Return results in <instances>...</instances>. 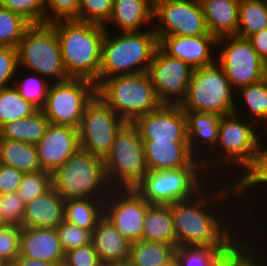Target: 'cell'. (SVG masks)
Returning <instances> with one entry per match:
<instances>
[{"label":"cell","instance_id":"c3c4849f","mask_svg":"<svg viewBox=\"0 0 267 266\" xmlns=\"http://www.w3.org/2000/svg\"><path fill=\"white\" fill-rule=\"evenodd\" d=\"M63 266H105L93 244L74 248L65 253Z\"/></svg>","mask_w":267,"mask_h":266},{"label":"cell","instance_id":"db71d44e","mask_svg":"<svg viewBox=\"0 0 267 266\" xmlns=\"http://www.w3.org/2000/svg\"><path fill=\"white\" fill-rule=\"evenodd\" d=\"M5 224L3 223V221L0 218V228L3 227Z\"/></svg>","mask_w":267,"mask_h":266},{"label":"cell","instance_id":"8d00e7d4","mask_svg":"<svg viewBox=\"0 0 267 266\" xmlns=\"http://www.w3.org/2000/svg\"><path fill=\"white\" fill-rule=\"evenodd\" d=\"M249 230L244 237H242L225 255L224 264L226 266H267V255L259 254L253 245L259 243L252 240L255 233L253 230L254 227ZM252 234V236H250ZM244 238V239H243ZM251 239V240H250ZM252 242V245H251ZM254 242V243H253ZM252 246V247H251ZM255 252V253H254ZM257 253V254H256ZM258 256V257H257ZM266 259V260H265Z\"/></svg>","mask_w":267,"mask_h":266},{"label":"cell","instance_id":"836d02e7","mask_svg":"<svg viewBox=\"0 0 267 266\" xmlns=\"http://www.w3.org/2000/svg\"><path fill=\"white\" fill-rule=\"evenodd\" d=\"M239 90H241L240 94L242 95L240 96L238 93L237 95L243 97L242 106L245 105L243 109L249 113L246 117L256 123L258 120H262L264 126L261 128L267 129V77L260 82L241 87L237 92Z\"/></svg>","mask_w":267,"mask_h":266},{"label":"cell","instance_id":"8fae6325","mask_svg":"<svg viewBox=\"0 0 267 266\" xmlns=\"http://www.w3.org/2000/svg\"><path fill=\"white\" fill-rule=\"evenodd\" d=\"M95 96L96 84L86 79L51 83L41 111L51 124L78 129L85 108Z\"/></svg>","mask_w":267,"mask_h":266},{"label":"cell","instance_id":"d6a6232c","mask_svg":"<svg viewBox=\"0 0 267 266\" xmlns=\"http://www.w3.org/2000/svg\"><path fill=\"white\" fill-rule=\"evenodd\" d=\"M231 248L177 246L175 266H221Z\"/></svg>","mask_w":267,"mask_h":266},{"label":"cell","instance_id":"d4e9b609","mask_svg":"<svg viewBox=\"0 0 267 266\" xmlns=\"http://www.w3.org/2000/svg\"><path fill=\"white\" fill-rule=\"evenodd\" d=\"M153 11L151 0H113L111 16L103 26L109 29L111 23L121 32H140L142 26L153 22Z\"/></svg>","mask_w":267,"mask_h":266},{"label":"cell","instance_id":"f35d334b","mask_svg":"<svg viewBox=\"0 0 267 266\" xmlns=\"http://www.w3.org/2000/svg\"><path fill=\"white\" fill-rule=\"evenodd\" d=\"M31 74H27L22 80L16 75L13 86L25 100L41 110L45 105L51 82L37 73Z\"/></svg>","mask_w":267,"mask_h":266},{"label":"cell","instance_id":"44dd1931","mask_svg":"<svg viewBox=\"0 0 267 266\" xmlns=\"http://www.w3.org/2000/svg\"><path fill=\"white\" fill-rule=\"evenodd\" d=\"M19 255L57 266H63L65 260V252L55 228H22Z\"/></svg>","mask_w":267,"mask_h":266},{"label":"cell","instance_id":"603a6c76","mask_svg":"<svg viewBox=\"0 0 267 266\" xmlns=\"http://www.w3.org/2000/svg\"><path fill=\"white\" fill-rule=\"evenodd\" d=\"M91 243L105 266L128 262L131 242L103 216L92 231Z\"/></svg>","mask_w":267,"mask_h":266},{"label":"cell","instance_id":"f5cc1de1","mask_svg":"<svg viewBox=\"0 0 267 266\" xmlns=\"http://www.w3.org/2000/svg\"><path fill=\"white\" fill-rule=\"evenodd\" d=\"M110 266H132V265L129 262H124V263L113 264Z\"/></svg>","mask_w":267,"mask_h":266},{"label":"cell","instance_id":"6da1fadb","mask_svg":"<svg viewBox=\"0 0 267 266\" xmlns=\"http://www.w3.org/2000/svg\"><path fill=\"white\" fill-rule=\"evenodd\" d=\"M229 175H231V177L234 176L228 173L226 178L225 176H223L225 181H227L225 182L227 183L225 185L224 182H222L223 186L222 183L220 185L216 184L215 179L214 181L210 180L209 185L207 184L194 197L188 200L174 202L168 205L171 210L174 231L176 234V247L196 246L213 248H232L242 237H244L243 234H246L249 230H251V228H249V223H252L251 220L257 213L254 211L257 208H254V206L251 205L252 202H249V207H245L246 211L243 207V209L241 210L244 211L239 212L237 211L238 208H235L234 206L233 208H231V210H229L231 212L233 211L232 213L226 211L227 214L225 216L222 214L223 212L225 213L224 210H227V205H229L230 203L232 204L234 201H236V199H238L237 201H241V199L237 198L238 196H236V194L238 195V191L234 178L231 179L233 180V183H231L230 179H227ZM228 180H230V182ZM230 196H233V198L231 199ZM228 198L231 200H229ZM225 200H229V204L225 205ZM218 203L222 208L217 205ZM234 208L236 209V212ZM240 213L241 215H244L245 213L244 216L249 217L250 222H248V228L244 227L242 229L244 225L247 227L246 222L248 218H243V220L246 219L245 223L244 221H242V224L238 223L240 221V219L238 220V218L240 217ZM238 225H240V227L238 228L237 232L235 227H237Z\"/></svg>","mask_w":267,"mask_h":266},{"label":"cell","instance_id":"bcb514c9","mask_svg":"<svg viewBox=\"0 0 267 266\" xmlns=\"http://www.w3.org/2000/svg\"><path fill=\"white\" fill-rule=\"evenodd\" d=\"M18 68L17 48L0 46V89L14 84L13 79L19 75Z\"/></svg>","mask_w":267,"mask_h":266},{"label":"cell","instance_id":"484cf974","mask_svg":"<svg viewBox=\"0 0 267 266\" xmlns=\"http://www.w3.org/2000/svg\"><path fill=\"white\" fill-rule=\"evenodd\" d=\"M240 0H200L211 35L221 38L237 35Z\"/></svg>","mask_w":267,"mask_h":266},{"label":"cell","instance_id":"52a82bcc","mask_svg":"<svg viewBox=\"0 0 267 266\" xmlns=\"http://www.w3.org/2000/svg\"><path fill=\"white\" fill-rule=\"evenodd\" d=\"M18 67L27 68L51 83L64 82L67 76L58 36L50 23L32 24L17 46Z\"/></svg>","mask_w":267,"mask_h":266},{"label":"cell","instance_id":"83f0119b","mask_svg":"<svg viewBox=\"0 0 267 266\" xmlns=\"http://www.w3.org/2000/svg\"><path fill=\"white\" fill-rule=\"evenodd\" d=\"M0 163L23 173L41 169L35 144L0 138Z\"/></svg>","mask_w":267,"mask_h":266},{"label":"cell","instance_id":"f1b7e54d","mask_svg":"<svg viewBox=\"0 0 267 266\" xmlns=\"http://www.w3.org/2000/svg\"><path fill=\"white\" fill-rule=\"evenodd\" d=\"M176 247L172 244L148 242L145 240L131 242L128 262L132 266L175 265Z\"/></svg>","mask_w":267,"mask_h":266},{"label":"cell","instance_id":"5bb4252c","mask_svg":"<svg viewBox=\"0 0 267 266\" xmlns=\"http://www.w3.org/2000/svg\"><path fill=\"white\" fill-rule=\"evenodd\" d=\"M157 36L211 35L200 0H159L154 3Z\"/></svg>","mask_w":267,"mask_h":266},{"label":"cell","instance_id":"681fc988","mask_svg":"<svg viewBox=\"0 0 267 266\" xmlns=\"http://www.w3.org/2000/svg\"><path fill=\"white\" fill-rule=\"evenodd\" d=\"M23 172L0 163V194L17 192Z\"/></svg>","mask_w":267,"mask_h":266},{"label":"cell","instance_id":"9a60e30c","mask_svg":"<svg viewBox=\"0 0 267 266\" xmlns=\"http://www.w3.org/2000/svg\"><path fill=\"white\" fill-rule=\"evenodd\" d=\"M150 205L135 189H111L104 200V216L130 242L140 241Z\"/></svg>","mask_w":267,"mask_h":266},{"label":"cell","instance_id":"f546056e","mask_svg":"<svg viewBox=\"0 0 267 266\" xmlns=\"http://www.w3.org/2000/svg\"><path fill=\"white\" fill-rule=\"evenodd\" d=\"M50 124L41 110L0 127V138L37 144Z\"/></svg>","mask_w":267,"mask_h":266},{"label":"cell","instance_id":"ba28073f","mask_svg":"<svg viewBox=\"0 0 267 266\" xmlns=\"http://www.w3.org/2000/svg\"><path fill=\"white\" fill-rule=\"evenodd\" d=\"M104 167L111 189H134L142 181L148 167L143 140L133 123H126L117 133Z\"/></svg>","mask_w":267,"mask_h":266},{"label":"cell","instance_id":"7c38bea8","mask_svg":"<svg viewBox=\"0 0 267 266\" xmlns=\"http://www.w3.org/2000/svg\"><path fill=\"white\" fill-rule=\"evenodd\" d=\"M217 47L220 52L216 62L235 91L267 77V64L259 57L248 38L237 35L221 37L217 40Z\"/></svg>","mask_w":267,"mask_h":266},{"label":"cell","instance_id":"7bdbcfd3","mask_svg":"<svg viewBox=\"0 0 267 266\" xmlns=\"http://www.w3.org/2000/svg\"><path fill=\"white\" fill-rule=\"evenodd\" d=\"M64 252L91 243L92 232L63 220L56 228Z\"/></svg>","mask_w":267,"mask_h":266},{"label":"cell","instance_id":"7402d4cb","mask_svg":"<svg viewBox=\"0 0 267 266\" xmlns=\"http://www.w3.org/2000/svg\"><path fill=\"white\" fill-rule=\"evenodd\" d=\"M185 115L190 151L202 161L217 144L219 122L222 116L205 112H185Z\"/></svg>","mask_w":267,"mask_h":266},{"label":"cell","instance_id":"cb8c5ba5","mask_svg":"<svg viewBox=\"0 0 267 266\" xmlns=\"http://www.w3.org/2000/svg\"><path fill=\"white\" fill-rule=\"evenodd\" d=\"M65 199L52 187L25 204L22 228H56L64 220Z\"/></svg>","mask_w":267,"mask_h":266},{"label":"cell","instance_id":"60d3db41","mask_svg":"<svg viewBox=\"0 0 267 266\" xmlns=\"http://www.w3.org/2000/svg\"><path fill=\"white\" fill-rule=\"evenodd\" d=\"M22 227L4 225L0 228V266H11L20 253Z\"/></svg>","mask_w":267,"mask_h":266},{"label":"cell","instance_id":"74e56055","mask_svg":"<svg viewBox=\"0 0 267 266\" xmlns=\"http://www.w3.org/2000/svg\"><path fill=\"white\" fill-rule=\"evenodd\" d=\"M31 25L22 15L0 6V46L17 48Z\"/></svg>","mask_w":267,"mask_h":266},{"label":"cell","instance_id":"277c9868","mask_svg":"<svg viewBox=\"0 0 267 266\" xmlns=\"http://www.w3.org/2000/svg\"><path fill=\"white\" fill-rule=\"evenodd\" d=\"M114 35L106 29L102 43L99 83L112 76L147 72L158 48V37L153 29Z\"/></svg>","mask_w":267,"mask_h":266},{"label":"cell","instance_id":"f6af8a7d","mask_svg":"<svg viewBox=\"0 0 267 266\" xmlns=\"http://www.w3.org/2000/svg\"><path fill=\"white\" fill-rule=\"evenodd\" d=\"M25 203L17 192L0 194V218L5 225L22 226Z\"/></svg>","mask_w":267,"mask_h":266},{"label":"cell","instance_id":"816d5d0a","mask_svg":"<svg viewBox=\"0 0 267 266\" xmlns=\"http://www.w3.org/2000/svg\"><path fill=\"white\" fill-rule=\"evenodd\" d=\"M11 266H57V265L53 263H48L45 261L21 257L19 255L18 258L13 262Z\"/></svg>","mask_w":267,"mask_h":266},{"label":"cell","instance_id":"2e32d148","mask_svg":"<svg viewBox=\"0 0 267 266\" xmlns=\"http://www.w3.org/2000/svg\"><path fill=\"white\" fill-rule=\"evenodd\" d=\"M193 71L191 65L168 56L158 47L147 72L160 102L180 105L186 97Z\"/></svg>","mask_w":267,"mask_h":266},{"label":"cell","instance_id":"d6986e66","mask_svg":"<svg viewBox=\"0 0 267 266\" xmlns=\"http://www.w3.org/2000/svg\"><path fill=\"white\" fill-rule=\"evenodd\" d=\"M157 37L158 47L165 54L184 61L194 69L216 62V59H214L216 57L211 50L217 47L218 39L213 35Z\"/></svg>","mask_w":267,"mask_h":266},{"label":"cell","instance_id":"ee69618b","mask_svg":"<svg viewBox=\"0 0 267 266\" xmlns=\"http://www.w3.org/2000/svg\"><path fill=\"white\" fill-rule=\"evenodd\" d=\"M113 0H79L77 20L104 25L110 18Z\"/></svg>","mask_w":267,"mask_h":266},{"label":"cell","instance_id":"3957f363","mask_svg":"<svg viewBox=\"0 0 267 266\" xmlns=\"http://www.w3.org/2000/svg\"><path fill=\"white\" fill-rule=\"evenodd\" d=\"M237 108L240 109L238 106L233 113L221 117L217 144L211 153L208 154L209 156H205L202 160L205 172L212 179L217 176V172H220V170L221 172L225 171L224 175H226L227 171H229V173H236V171L240 169L241 172L235 175V177L239 175L237 178L239 179L255 161L260 131L257 133L255 130L257 123L252 120H245L240 116L242 113H239V109ZM214 166L216 167L214 168ZM224 167L228 169L224 170ZM229 169H233L232 172H230ZM210 172L214 175L211 176Z\"/></svg>","mask_w":267,"mask_h":266},{"label":"cell","instance_id":"4dcf8cb0","mask_svg":"<svg viewBox=\"0 0 267 266\" xmlns=\"http://www.w3.org/2000/svg\"><path fill=\"white\" fill-rule=\"evenodd\" d=\"M105 199H68L64 203V220L88 231H93L104 216Z\"/></svg>","mask_w":267,"mask_h":266},{"label":"cell","instance_id":"4fadbf2b","mask_svg":"<svg viewBox=\"0 0 267 266\" xmlns=\"http://www.w3.org/2000/svg\"><path fill=\"white\" fill-rule=\"evenodd\" d=\"M126 122L98 96L87 105L78 128L80 149L102 159Z\"/></svg>","mask_w":267,"mask_h":266},{"label":"cell","instance_id":"ac0fdd59","mask_svg":"<svg viewBox=\"0 0 267 266\" xmlns=\"http://www.w3.org/2000/svg\"><path fill=\"white\" fill-rule=\"evenodd\" d=\"M35 147L41 169L53 173L80 149L78 129L50 123Z\"/></svg>","mask_w":267,"mask_h":266},{"label":"cell","instance_id":"d590c367","mask_svg":"<svg viewBox=\"0 0 267 266\" xmlns=\"http://www.w3.org/2000/svg\"><path fill=\"white\" fill-rule=\"evenodd\" d=\"M263 131L267 134V129L264 128ZM261 143V136H259L257 154L253 165L247 170V172L242 177L239 178V180L235 181L238 196L239 198L241 196L243 200L246 199V196L247 198L249 197L248 191L250 190V188L252 191L254 188L255 191V188L260 185L261 190L262 188L267 187V146L265 148V145ZM244 194L246 195L242 197V195Z\"/></svg>","mask_w":267,"mask_h":266},{"label":"cell","instance_id":"b9f144b4","mask_svg":"<svg viewBox=\"0 0 267 266\" xmlns=\"http://www.w3.org/2000/svg\"><path fill=\"white\" fill-rule=\"evenodd\" d=\"M0 6L22 15L31 24L46 23L44 0H0Z\"/></svg>","mask_w":267,"mask_h":266},{"label":"cell","instance_id":"9c48e42d","mask_svg":"<svg viewBox=\"0 0 267 266\" xmlns=\"http://www.w3.org/2000/svg\"><path fill=\"white\" fill-rule=\"evenodd\" d=\"M236 91L230 85L222 67L214 64L196 68L180 107L184 112L216 113L220 116L233 113Z\"/></svg>","mask_w":267,"mask_h":266},{"label":"cell","instance_id":"ffe728a7","mask_svg":"<svg viewBox=\"0 0 267 266\" xmlns=\"http://www.w3.org/2000/svg\"><path fill=\"white\" fill-rule=\"evenodd\" d=\"M148 170H169L181 167H203L190 151L188 142L163 140L143 141Z\"/></svg>","mask_w":267,"mask_h":266},{"label":"cell","instance_id":"7dc6e473","mask_svg":"<svg viewBox=\"0 0 267 266\" xmlns=\"http://www.w3.org/2000/svg\"><path fill=\"white\" fill-rule=\"evenodd\" d=\"M44 4L46 23L78 17L79 0H44Z\"/></svg>","mask_w":267,"mask_h":266},{"label":"cell","instance_id":"5b68a950","mask_svg":"<svg viewBox=\"0 0 267 266\" xmlns=\"http://www.w3.org/2000/svg\"><path fill=\"white\" fill-rule=\"evenodd\" d=\"M96 96L126 123H134L162 105L148 72L103 79L96 86Z\"/></svg>","mask_w":267,"mask_h":266},{"label":"cell","instance_id":"4316f807","mask_svg":"<svg viewBox=\"0 0 267 266\" xmlns=\"http://www.w3.org/2000/svg\"><path fill=\"white\" fill-rule=\"evenodd\" d=\"M142 240L172 244L176 247V234L168 205L151 204L147 208Z\"/></svg>","mask_w":267,"mask_h":266},{"label":"cell","instance_id":"8992f818","mask_svg":"<svg viewBox=\"0 0 267 266\" xmlns=\"http://www.w3.org/2000/svg\"><path fill=\"white\" fill-rule=\"evenodd\" d=\"M53 188L65 199H105L109 186L104 159L79 149L52 173Z\"/></svg>","mask_w":267,"mask_h":266},{"label":"cell","instance_id":"e0dca14e","mask_svg":"<svg viewBox=\"0 0 267 266\" xmlns=\"http://www.w3.org/2000/svg\"><path fill=\"white\" fill-rule=\"evenodd\" d=\"M143 141L188 142L187 119L180 105L162 104L133 123Z\"/></svg>","mask_w":267,"mask_h":266},{"label":"cell","instance_id":"e575fe53","mask_svg":"<svg viewBox=\"0 0 267 266\" xmlns=\"http://www.w3.org/2000/svg\"><path fill=\"white\" fill-rule=\"evenodd\" d=\"M37 110L13 85L0 89V127L31 116Z\"/></svg>","mask_w":267,"mask_h":266},{"label":"cell","instance_id":"ab89813d","mask_svg":"<svg viewBox=\"0 0 267 266\" xmlns=\"http://www.w3.org/2000/svg\"><path fill=\"white\" fill-rule=\"evenodd\" d=\"M52 187V173L39 170L23 174L17 193L23 202L27 204L35 197L49 191Z\"/></svg>","mask_w":267,"mask_h":266},{"label":"cell","instance_id":"7a4b0ae2","mask_svg":"<svg viewBox=\"0 0 267 266\" xmlns=\"http://www.w3.org/2000/svg\"><path fill=\"white\" fill-rule=\"evenodd\" d=\"M50 24L58 36L67 76L86 79L97 86L105 27L77 19L56 20Z\"/></svg>","mask_w":267,"mask_h":266},{"label":"cell","instance_id":"f907efd6","mask_svg":"<svg viewBox=\"0 0 267 266\" xmlns=\"http://www.w3.org/2000/svg\"><path fill=\"white\" fill-rule=\"evenodd\" d=\"M248 39L259 57L267 64V28L252 34Z\"/></svg>","mask_w":267,"mask_h":266},{"label":"cell","instance_id":"30bf717a","mask_svg":"<svg viewBox=\"0 0 267 266\" xmlns=\"http://www.w3.org/2000/svg\"><path fill=\"white\" fill-rule=\"evenodd\" d=\"M210 179L203 167L148 170L134 189L150 204L169 205L194 197Z\"/></svg>","mask_w":267,"mask_h":266},{"label":"cell","instance_id":"1f68e13d","mask_svg":"<svg viewBox=\"0 0 267 266\" xmlns=\"http://www.w3.org/2000/svg\"><path fill=\"white\" fill-rule=\"evenodd\" d=\"M267 28L265 0H240L237 36L248 38Z\"/></svg>","mask_w":267,"mask_h":266}]
</instances>
